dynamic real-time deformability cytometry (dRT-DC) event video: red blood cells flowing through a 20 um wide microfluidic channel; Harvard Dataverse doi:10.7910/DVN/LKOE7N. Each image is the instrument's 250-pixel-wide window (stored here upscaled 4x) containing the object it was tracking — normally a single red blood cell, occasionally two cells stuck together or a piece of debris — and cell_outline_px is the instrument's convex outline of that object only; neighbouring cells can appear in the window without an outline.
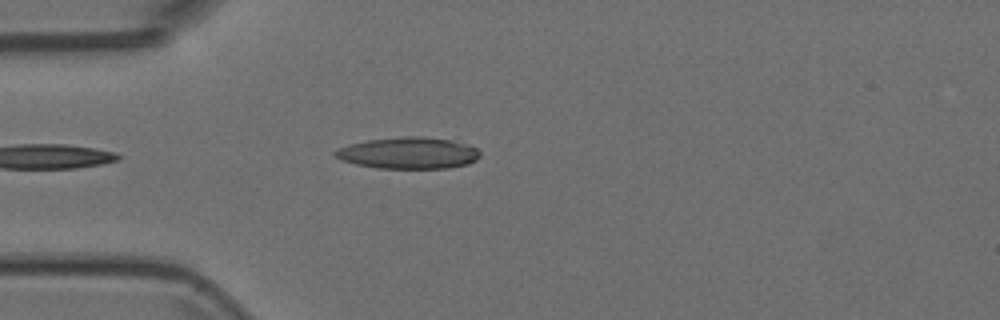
{"species": "Egyptian fruit bat (a non-hibernating species)", "species_latin": "Rousettus aegyptiacus", "temperature_condition": "room temperature", "stored_images_in_passage": 6, "camera_frame_rate_fps": 3000, "um_per_image_px": 0.085, "animal": {"sex": "female"}, "frame": {"image": 1, "passage_image": 5, "time_ms": 1.333, "image_size_px": [1000, 320], "cell_outline_px": [[480, 156], [476, 160], [468, 164], [448, 168], [376, 168], [356, 164], [340, 160], [332, 152], [336, 148], [348, 144], [368, 140], [400, 136], [424, 136], [452, 140], [468, 144], [476, 148], [480, 152]], "centroid_in_image_um": [34.71, 13.0], "position_along_channel_um": 50.3, "area_um2": 26.93}}